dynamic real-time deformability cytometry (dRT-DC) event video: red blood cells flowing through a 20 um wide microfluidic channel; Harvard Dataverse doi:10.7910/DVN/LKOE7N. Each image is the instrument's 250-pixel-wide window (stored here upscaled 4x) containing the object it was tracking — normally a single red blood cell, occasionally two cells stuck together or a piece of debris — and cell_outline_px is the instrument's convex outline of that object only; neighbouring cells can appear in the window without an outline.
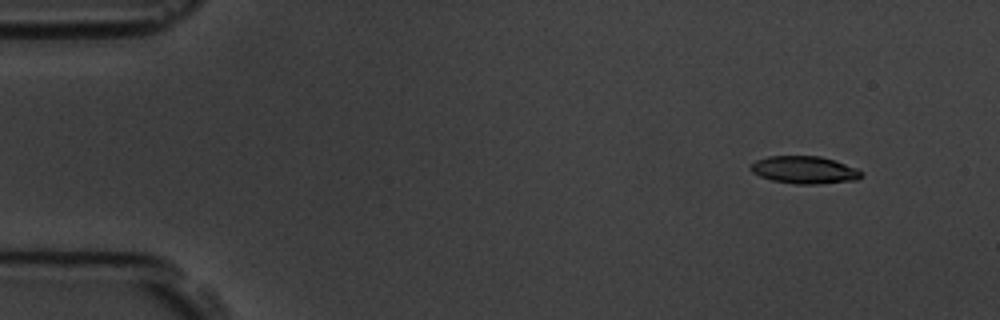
{"species": "common noctule bat (a hibernating species)", "species_latin": "Nyctalus noctula", "temperature_condition": "room temperature", "stored_images_in_passage": 5, "camera_frame_rate_fps": 3000, "um_per_image_px": 0.085, "animal": {"sex": "male", "body_mass_g": 19.5, "forearm_length_mm": 54.6}, "frame": {"image": 1, "passage_image": 1, "time_ms": 0.0, "image_size_px": [1000, 320], "cell_outline_px": [[864, 176], [856, 180], [820, 184], [796, 184], [772, 180], [760, 176], [752, 172], [748, 168], [756, 160], [768, 156], [820, 156], [836, 160], [856, 168], [864, 172]], "centroid_in_image_um": [68.41, 14.44], "position_along_channel_um": 16.6, "area_um2": 17.92}}